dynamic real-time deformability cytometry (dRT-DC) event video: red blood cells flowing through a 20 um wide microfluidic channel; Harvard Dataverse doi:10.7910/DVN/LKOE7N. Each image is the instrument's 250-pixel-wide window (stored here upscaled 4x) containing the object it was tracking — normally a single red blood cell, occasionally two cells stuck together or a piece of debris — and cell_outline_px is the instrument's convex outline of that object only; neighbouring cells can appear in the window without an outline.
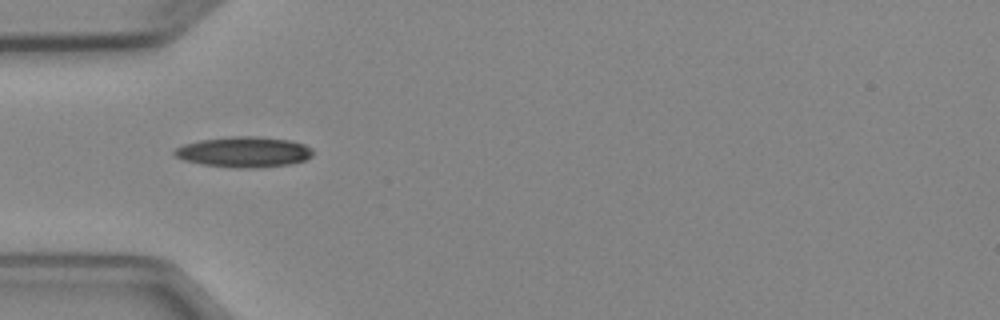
{"species": "Egyptian fruit bat (a non-hibernating species)", "species_latin": "Rousettus aegyptiacus", "temperature_condition": "cold", "stored_images_in_passage": 3, "camera_frame_rate_fps": 3000, "um_per_image_px": 0.085, "animal": {"sex": "female"}, "frame": {"image": 1, "passage_image": 1, "time_ms": 0.0, "image_size_px": [1000, 320], "cell_outline_px": [[312, 156], [304, 160], [288, 164], [256, 168], [236, 168], [200, 164], [184, 160], [176, 156], [172, 152], [176, 148], [184, 144], [200, 140], [232, 136], [256, 136], [288, 140], [304, 144], [312, 148]], "centroid_in_image_um": [20.72, 12.92], "position_along_channel_um": 64.3, "area_um2": 24.57}}